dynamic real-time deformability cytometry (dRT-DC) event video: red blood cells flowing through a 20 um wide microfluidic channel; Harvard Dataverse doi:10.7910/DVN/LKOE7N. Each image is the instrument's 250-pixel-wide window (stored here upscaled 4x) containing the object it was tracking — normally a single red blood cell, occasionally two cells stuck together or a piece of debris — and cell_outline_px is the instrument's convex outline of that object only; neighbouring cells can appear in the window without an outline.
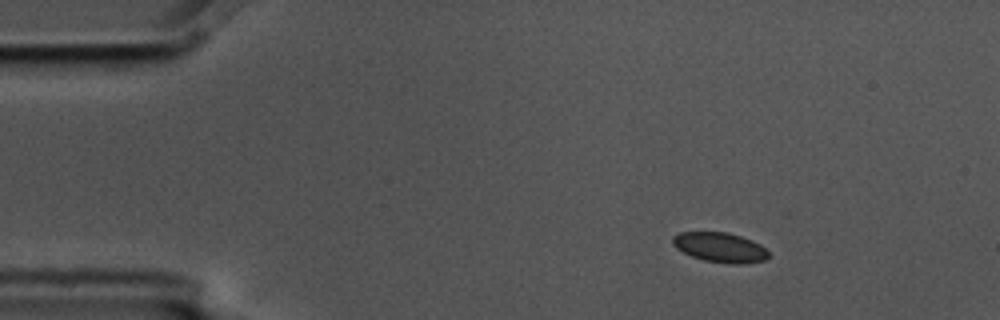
{"species": "common noctule bat (a hibernating species)", "species_latin": "Nyctalus noctula", "temperature_condition": "cold", "stored_images_in_passage": 9, "camera_frame_rate_fps": 3000, "um_per_image_px": 0.085, "animal": {"sex": "male", "body_mass_g": 17.5, "forearm_length_mm": 52.3}, "frame": {"image": 1, "passage_image": 2, "time_ms": 0.333, "image_size_px": [1000, 320], "cell_outline_px": [[768, 256], [764, 260], [744, 264], [732, 264], [704, 260], [692, 256], [676, 248], [672, 244], [672, 236], [680, 232], [728, 232], [752, 240], [760, 244], [768, 252]], "centroid_in_image_um": [61.19, 21.02], "position_along_channel_um": 23.8, "area_um2": 16.59}}
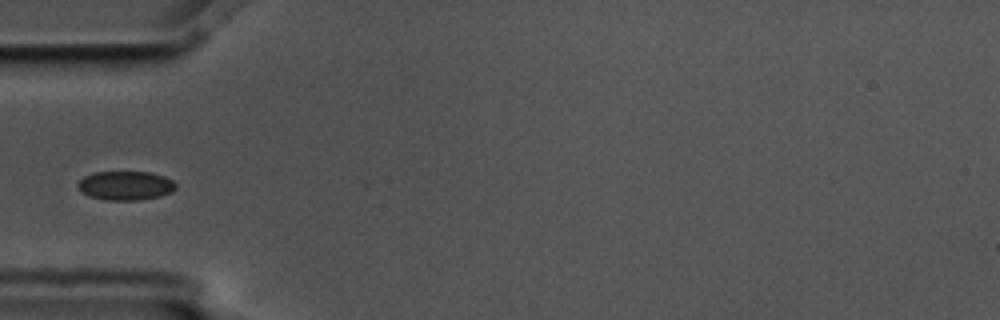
{"frame": {"image": 2, "passage_image": 4, "time_ms": 1.0, "image_size_px": [1000, 320], "cell_outline_px": [[176, 188], [172, 192], [160, 196], [136, 200], [104, 200], [88, 196], [80, 192], [76, 188], [76, 184], [84, 176], [92, 172], [152, 172], [164, 176], [172, 180], [176, 184]], "centroid_in_image_um": [10.63, 15.77], "position_along_channel_um": 74.4, "area_um2": 16.82}}